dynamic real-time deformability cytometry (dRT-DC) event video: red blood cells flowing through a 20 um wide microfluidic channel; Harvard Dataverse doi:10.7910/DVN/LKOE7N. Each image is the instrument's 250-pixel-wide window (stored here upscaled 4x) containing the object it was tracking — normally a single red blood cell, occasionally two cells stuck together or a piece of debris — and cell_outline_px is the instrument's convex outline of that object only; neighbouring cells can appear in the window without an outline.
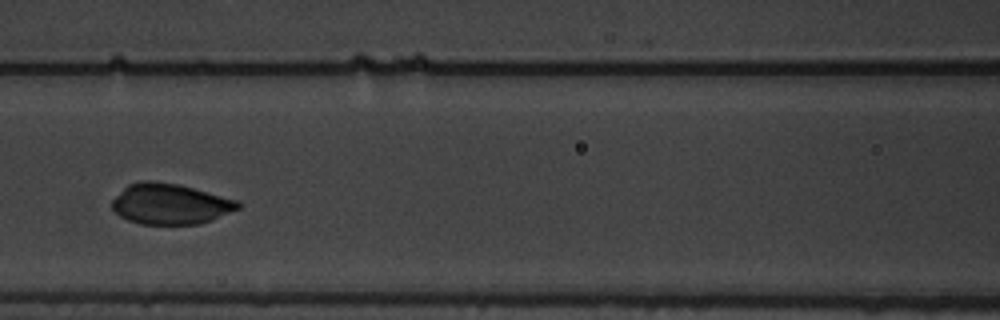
{"species": "common noctule bat (a hibernating species)", "species_latin": "Nyctalus noctula", "temperature_condition": "warm", "stored_images_in_passage": 47, "camera_frame_rate_fps": 3000, "um_per_image_px": 0.085, "animal": {"sex": "male", "body_mass_g": 19.5, "forearm_length_mm": 54.6}, "frame": {"image": 1, "passage_image": 16, "time_ms": 5.0, "image_size_px": [1000, 320], "cell_outline_px": [[240, 208], [212, 220], [200, 224], [140, 224], [128, 220], [120, 216], [112, 208], [112, 200], [128, 184], [140, 180], [152, 180], [176, 184], [240, 200]], "centroid_in_image_um": [14.47, 17.33], "position_along_channel_um": 152.1, "area_um2": 29.82}}
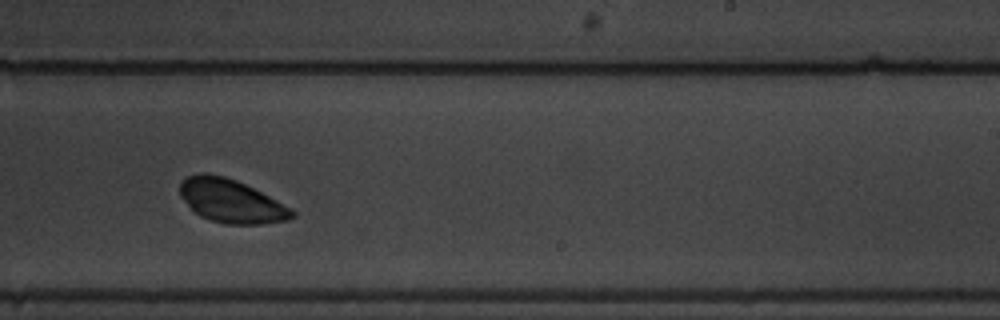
{"frame": {"image": 2, "passage_image": 26, "time_ms": 8.333, "image_size_px": [1000, 320], "cell_outline_px": [[296, 216], [288, 220], [260, 224], [224, 224], [200, 216], [180, 196], [180, 180], [188, 176], [200, 172], [204, 172], [224, 176], [236, 180], [292, 208], [296, 212]], "centroid_in_image_um": [19.65, 17.08], "position_along_channel_um": 269.4, "area_um2": 28.21}}
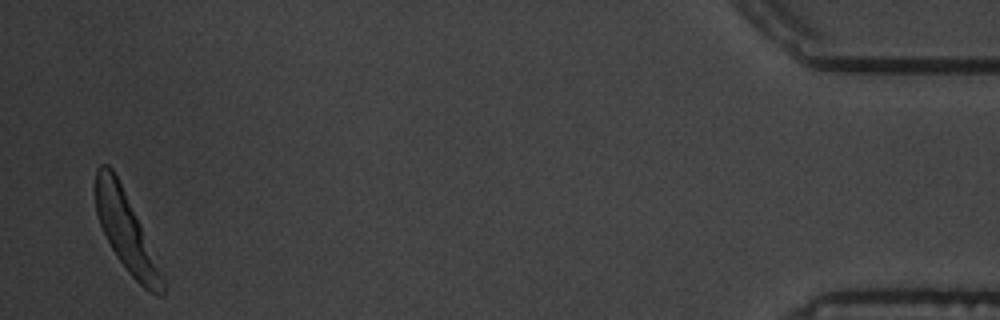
{"frame": {"image": 3, "passage_image": 46, "time_ms": 15.0, "image_size_px": [1000, 320], "cell_outline_px": [[164, 296], [160, 296], [148, 292], [128, 272], [116, 256], [100, 224], [96, 212], [96, 168], [100, 164], [108, 164], [112, 168], [140, 224], [164, 276]], "centroid_in_image_um": [10.72, 19.72], "position_along_channel_um": 424.5, "area_um2": 29.65}, "authors_computed_cell_mechanics": {"area_um2": 29.8248, "velocity_mm_per_s": 3.5243, "shape_relaxation_time_tau1_ms": 5.3455, "shape_relaxation_time_tau2_ms": null, "deformation_change_tau1": 0.267, "deformation_change_tau2": null}}